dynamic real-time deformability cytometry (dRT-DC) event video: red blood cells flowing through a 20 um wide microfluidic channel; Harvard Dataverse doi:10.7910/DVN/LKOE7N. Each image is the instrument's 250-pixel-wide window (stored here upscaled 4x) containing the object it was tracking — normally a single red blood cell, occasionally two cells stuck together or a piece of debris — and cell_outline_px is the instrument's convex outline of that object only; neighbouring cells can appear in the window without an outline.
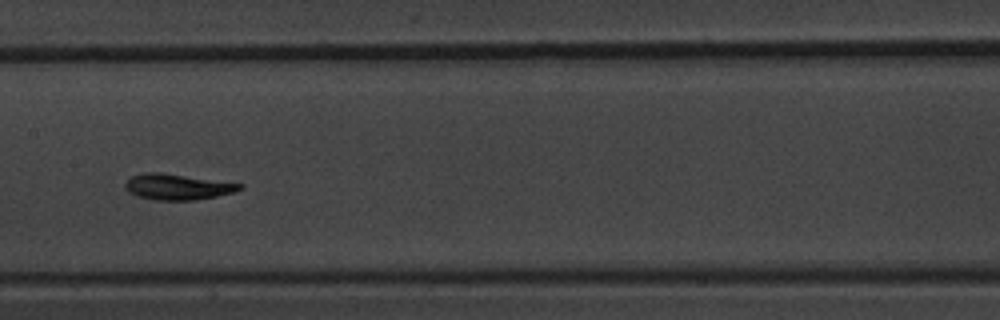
{"species": "common noctule bat (a hibernating species)", "species_latin": "Nyctalus noctula", "temperature_condition": "warm", "stored_images_in_passage": 9, "camera_frame_rate_fps": 3000, "um_per_image_px": 0.085, "animal": {"sex": "male", "body_mass_g": 20.1, "forearm_length_mm": 53.5}, "frame": {"image": 1, "passage_image": 6, "time_ms": 6.0, "image_size_px": [1000, 320], "cell_outline_px": [[244, 188], [232, 192], [216, 196], [196, 200], [156, 200], [136, 196], [128, 192], [124, 184], [132, 176], [144, 172], [160, 172], [244, 184]], "centroid_in_image_um": [15.07, 15.88], "position_along_channel_um": 192.3, "area_um2": 17.17}}
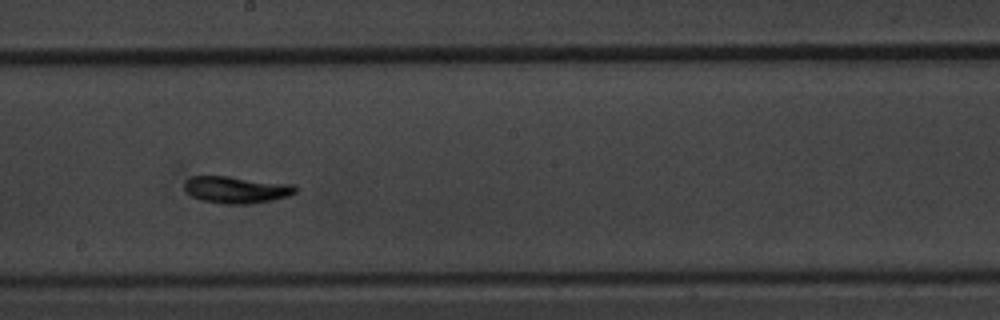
{"frame": {"image": 2, "passage_image": 7, "time_ms": 7.0, "image_size_px": [1000, 320], "cell_outline_px": [[296, 192], [288, 196], [272, 200], [252, 204], [224, 204], [200, 200], [192, 196], [184, 188], [184, 180], [192, 176], [228, 176], [292, 184], [296, 188]], "centroid_in_image_um": [20.06, 16.13], "position_along_channel_um": 228.1, "area_um2": 17.46}}
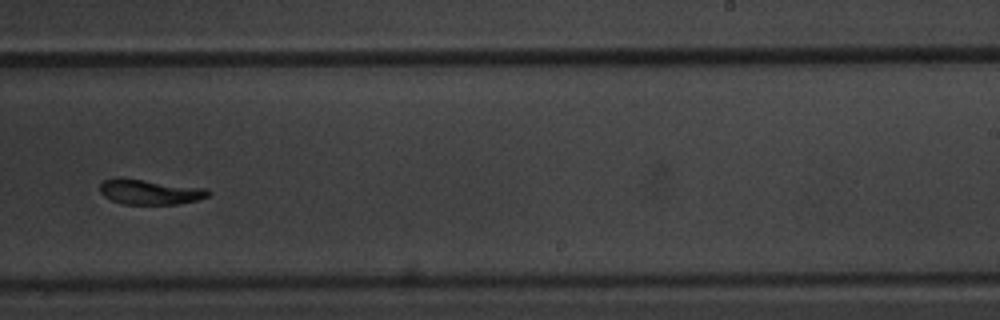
{"frame": {"image": 3, "passage_image": 8, "time_ms": 8.333, "image_size_px": [1000, 320], "cell_outline_px": [[212, 192], [208, 196], [196, 200], [180, 204], [124, 204], [112, 200], [104, 196], [100, 192], [100, 184], [104, 180], [116, 176], [120, 176], [208, 188]], "centroid_in_image_um": [12.74, 16.28], "position_along_channel_um": 276.3, "area_um2": 16.24}}